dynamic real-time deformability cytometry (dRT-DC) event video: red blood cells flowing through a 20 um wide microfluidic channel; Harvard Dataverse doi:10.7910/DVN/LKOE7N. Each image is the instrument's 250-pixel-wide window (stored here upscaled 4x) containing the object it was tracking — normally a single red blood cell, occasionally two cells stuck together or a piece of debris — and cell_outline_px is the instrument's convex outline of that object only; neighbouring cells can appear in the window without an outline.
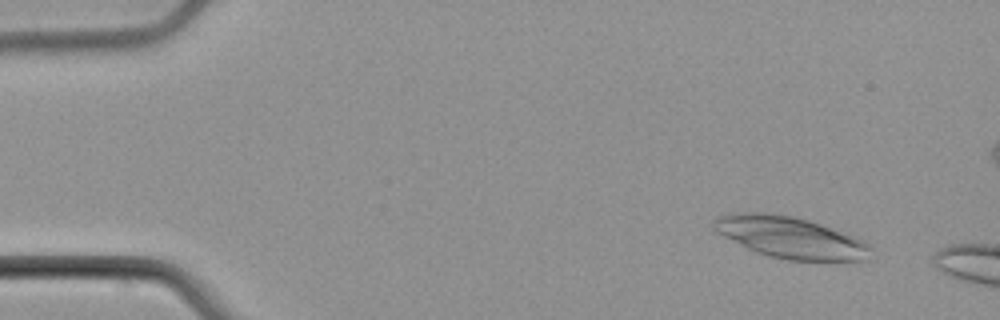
{"species": "common noctule bat (a hibernating species)", "species_latin": "Nyctalus noctula", "temperature_condition": "cold", "stored_images_in_passage": 2, "camera_frame_rate_fps": 3000, "um_per_image_px": 0.085, "animal": {"sex": "male", "body_mass_g": 21.5, "forearm_length_mm": 52.0}, "frame": {"image": 1, "passage_image": 1, "time_ms": 0.0, "image_size_px": [1000, 320], "cell_outline_px": [[872, 248], [868, 260], [788, 260], [768, 256], [756, 252], [712, 232], [712, 220], [720, 216], [740, 212], [764, 212], [792, 216], [808, 220], [820, 224], [852, 236], [868, 244]], "centroid_in_image_um": [67.09, 20.18], "position_along_channel_um": 17.9, "area_um2": 37.8}}